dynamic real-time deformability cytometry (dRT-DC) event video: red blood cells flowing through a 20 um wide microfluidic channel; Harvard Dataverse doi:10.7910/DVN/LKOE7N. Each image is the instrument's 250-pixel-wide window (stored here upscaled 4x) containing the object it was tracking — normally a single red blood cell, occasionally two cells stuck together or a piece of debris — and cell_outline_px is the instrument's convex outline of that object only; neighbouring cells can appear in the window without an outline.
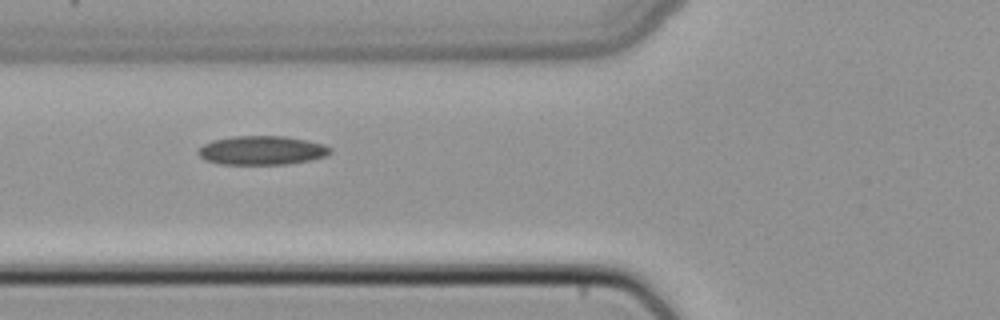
{"species": "common noctule bat (a hibernating species)", "species_latin": "Nyctalus noctula", "temperature_condition": "cold", "stored_images_in_passage": 4, "camera_frame_rate_fps": 3000, "um_per_image_px": 0.085, "animal": {"sex": "female", "body_mass_g": 22.7, "forearm_length_mm": 54.2}, "frame": {"image": 1, "passage_image": 3, "time_ms": 0.667, "image_size_px": [1000, 320], "cell_outline_px": [[332, 152], [324, 156], [312, 160], [288, 164], [220, 164], [204, 160], [196, 152], [204, 144], [212, 140], [232, 136], [284, 136], [324, 144], [332, 148]], "centroid_in_image_um": [22.25, 12.78], "position_along_channel_um": 103.6, "area_um2": 22.31}}
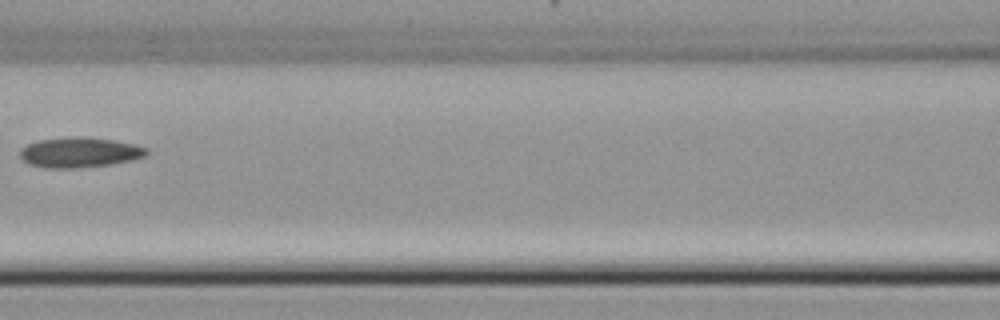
{"frame": {"image": 2, "passage_image": 4, "time_ms": 1.0, "image_size_px": [1000, 320], "cell_outline_px": [[148, 152], [144, 156], [132, 160], [112, 164], [76, 168], [44, 168], [28, 164], [20, 156], [20, 148], [36, 140], [112, 140], [132, 144], [148, 148]], "centroid_in_image_um": [6.74, 13.02], "position_along_channel_um": 159.9, "area_um2": 21.1}}